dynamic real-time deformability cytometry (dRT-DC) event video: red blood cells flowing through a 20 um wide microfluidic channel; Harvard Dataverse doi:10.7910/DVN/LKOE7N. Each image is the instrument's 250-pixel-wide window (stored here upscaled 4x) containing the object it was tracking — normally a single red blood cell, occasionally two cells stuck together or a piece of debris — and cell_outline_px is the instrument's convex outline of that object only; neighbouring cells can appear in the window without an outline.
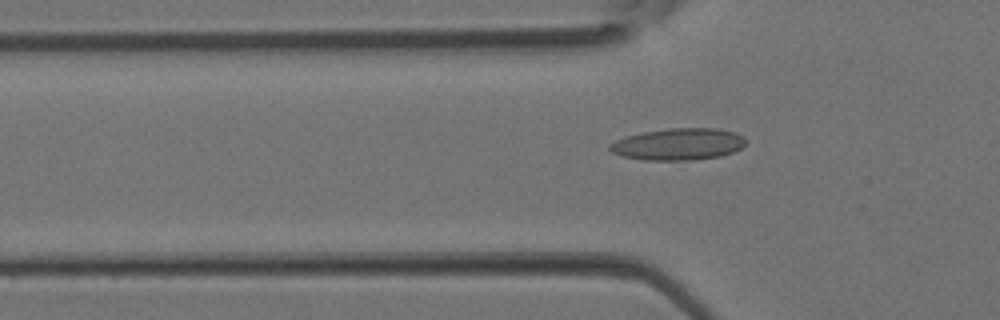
{"species": "Egyptian fruit bat (a non-hibernating species)", "species_latin": "Rousettus aegyptiacus", "temperature_condition": "room temperature", "stored_images_in_passage": 2, "camera_frame_rate_fps": 3000, "um_per_image_px": 0.085, "animal": {"sex": "female"}, "frame": {"image": 1, "passage_image": 2, "time_ms": 0.333, "image_size_px": [1000, 320], "cell_outline_px": [[744, 144], [740, 148], [732, 152], [720, 156], [692, 160], [644, 160], [620, 156], [612, 152], [608, 148], [608, 144], [616, 140], [628, 136], [644, 132], [668, 128], [716, 128], [736, 132], [744, 136]], "centroid_in_image_um": [57.64, 12.25], "position_along_channel_um": 68.2, "area_um2": 25.2}}